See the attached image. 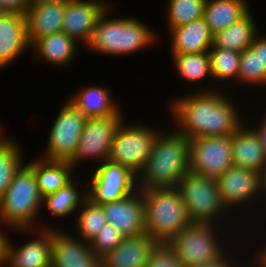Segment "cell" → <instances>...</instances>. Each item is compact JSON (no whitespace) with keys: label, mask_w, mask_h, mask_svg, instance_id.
<instances>
[{"label":"cell","mask_w":266,"mask_h":267,"mask_svg":"<svg viewBox=\"0 0 266 267\" xmlns=\"http://www.w3.org/2000/svg\"><path fill=\"white\" fill-rule=\"evenodd\" d=\"M171 54L208 52L213 44V33L203 17L189 24L168 30Z\"/></svg>","instance_id":"22"},{"label":"cell","mask_w":266,"mask_h":267,"mask_svg":"<svg viewBox=\"0 0 266 267\" xmlns=\"http://www.w3.org/2000/svg\"><path fill=\"white\" fill-rule=\"evenodd\" d=\"M206 0H168L167 29L186 25L203 17Z\"/></svg>","instance_id":"33"},{"label":"cell","mask_w":266,"mask_h":267,"mask_svg":"<svg viewBox=\"0 0 266 267\" xmlns=\"http://www.w3.org/2000/svg\"><path fill=\"white\" fill-rule=\"evenodd\" d=\"M163 131L156 137L149 157L137 175L138 189L176 187L190 171V139L175 129Z\"/></svg>","instance_id":"2"},{"label":"cell","mask_w":266,"mask_h":267,"mask_svg":"<svg viewBox=\"0 0 266 267\" xmlns=\"http://www.w3.org/2000/svg\"><path fill=\"white\" fill-rule=\"evenodd\" d=\"M263 247L260 246L259 250L257 248V252L253 251V257L249 256L251 258V261L257 266V267H266V243H264ZM256 255H255V254Z\"/></svg>","instance_id":"41"},{"label":"cell","mask_w":266,"mask_h":267,"mask_svg":"<svg viewBox=\"0 0 266 267\" xmlns=\"http://www.w3.org/2000/svg\"><path fill=\"white\" fill-rule=\"evenodd\" d=\"M227 254L228 253L226 252L222 257L216 259L215 261L188 267H238L236 264H238L237 262H239V260L236 261L235 256L231 257L233 256L231 252L229 255Z\"/></svg>","instance_id":"40"},{"label":"cell","mask_w":266,"mask_h":267,"mask_svg":"<svg viewBox=\"0 0 266 267\" xmlns=\"http://www.w3.org/2000/svg\"><path fill=\"white\" fill-rule=\"evenodd\" d=\"M59 1H68V0H29V4L31 5H39L43 3H52V2H59Z\"/></svg>","instance_id":"44"},{"label":"cell","mask_w":266,"mask_h":267,"mask_svg":"<svg viewBox=\"0 0 266 267\" xmlns=\"http://www.w3.org/2000/svg\"><path fill=\"white\" fill-rule=\"evenodd\" d=\"M29 6V0H0V7L5 13L25 16Z\"/></svg>","instance_id":"37"},{"label":"cell","mask_w":266,"mask_h":267,"mask_svg":"<svg viewBox=\"0 0 266 267\" xmlns=\"http://www.w3.org/2000/svg\"><path fill=\"white\" fill-rule=\"evenodd\" d=\"M247 260H248L249 263H247L246 265L250 264V265H253L252 267H257L253 262H250V261H249L250 259H247ZM243 267H244V266H243ZM245 267H247V266H245ZM250 267H251V266H250Z\"/></svg>","instance_id":"47"},{"label":"cell","mask_w":266,"mask_h":267,"mask_svg":"<svg viewBox=\"0 0 266 267\" xmlns=\"http://www.w3.org/2000/svg\"><path fill=\"white\" fill-rule=\"evenodd\" d=\"M68 101L78 109L86 118L107 117L110 115H123L121 107L114 102L111 89L104 85L84 86Z\"/></svg>","instance_id":"21"},{"label":"cell","mask_w":266,"mask_h":267,"mask_svg":"<svg viewBox=\"0 0 266 267\" xmlns=\"http://www.w3.org/2000/svg\"><path fill=\"white\" fill-rule=\"evenodd\" d=\"M123 238L124 236L112 224L106 223L89 244L95 254L101 258L106 253L115 249Z\"/></svg>","instance_id":"35"},{"label":"cell","mask_w":266,"mask_h":267,"mask_svg":"<svg viewBox=\"0 0 266 267\" xmlns=\"http://www.w3.org/2000/svg\"><path fill=\"white\" fill-rule=\"evenodd\" d=\"M5 14V12L2 10V8L0 7V17Z\"/></svg>","instance_id":"48"},{"label":"cell","mask_w":266,"mask_h":267,"mask_svg":"<svg viewBox=\"0 0 266 267\" xmlns=\"http://www.w3.org/2000/svg\"><path fill=\"white\" fill-rule=\"evenodd\" d=\"M258 33L251 44L254 51H258L259 71H266V34Z\"/></svg>","instance_id":"38"},{"label":"cell","mask_w":266,"mask_h":267,"mask_svg":"<svg viewBox=\"0 0 266 267\" xmlns=\"http://www.w3.org/2000/svg\"><path fill=\"white\" fill-rule=\"evenodd\" d=\"M78 46V47H77ZM79 43L64 32L41 37L31 45L34 58L47 65L64 68L70 65L78 55Z\"/></svg>","instance_id":"23"},{"label":"cell","mask_w":266,"mask_h":267,"mask_svg":"<svg viewBox=\"0 0 266 267\" xmlns=\"http://www.w3.org/2000/svg\"><path fill=\"white\" fill-rule=\"evenodd\" d=\"M6 234L7 233L3 231V228H1L0 230V265L6 261L7 245H8V240H9V237L6 236Z\"/></svg>","instance_id":"42"},{"label":"cell","mask_w":266,"mask_h":267,"mask_svg":"<svg viewBox=\"0 0 266 267\" xmlns=\"http://www.w3.org/2000/svg\"><path fill=\"white\" fill-rule=\"evenodd\" d=\"M123 115L87 118L84 130L77 143L73 157L68 161L75 170L80 163L92 161L95 166L108 160L112 141L121 123L126 120ZM94 159V160H93ZM97 161V162H96Z\"/></svg>","instance_id":"10"},{"label":"cell","mask_w":266,"mask_h":267,"mask_svg":"<svg viewBox=\"0 0 266 267\" xmlns=\"http://www.w3.org/2000/svg\"><path fill=\"white\" fill-rule=\"evenodd\" d=\"M28 231L34 237L26 244L16 246L9 237L6 262L12 267H51L53 229L15 230L19 233Z\"/></svg>","instance_id":"16"},{"label":"cell","mask_w":266,"mask_h":267,"mask_svg":"<svg viewBox=\"0 0 266 267\" xmlns=\"http://www.w3.org/2000/svg\"><path fill=\"white\" fill-rule=\"evenodd\" d=\"M186 205L191 223L216 224L232 214L223 204L216 179L188 172L176 186ZM225 215V216H224ZM222 217V218H221ZM220 222H218V220Z\"/></svg>","instance_id":"6"},{"label":"cell","mask_w":266,"mask_h":267,"mask_svg":"<svg viewBox=\"0 0 266 267\" xmlns=\"http://www.w3.org/2000/svg\"><path fill=\"white\" fill-rule=\"evenodd\" d=\"M112 6L100 16L86 46L88 50L108 56H126L150 48L159 40L157 33L137 17H113Z\"/></svg>","instance_id":"4"},{"label":"cell","mask_w":266,"mask_h":267,"mask_svg":"<svg viewBox=\"0 0 266 267\" xmlns=\"http://www.w3.org/2000/svg\"><path fill=\"white\" fill-rule=\"evenodd\" d=\"M263 115H265V116L262 117V119L259 123L254 122L255 124L252 125V123H253L252 120L251 121L246 120L247 123L245 122V124L255 133V135L258 139V142L262 146V148L265 152V155H266V114H263Z\"/></svg>","instance_id":"39"},{"label":"cell","mask_w":266,"mask_h":267,"mask_svg":"<svg viewBox=\"0 0 266 267\" xmlns=\"http://www.w3.org/2000/svg\"><path fill=\"white\" fill-rule=\"evenodd\" d=\"M10 137L0 141V197L9 187L14 174L25 162L22 146Z\"/></svg>","instance_id":"31"},{"label":"cell","mask_w":266,"mask_h":267,"mask_svg":"<svg viewBox=\"0 0 266 267\" xmlns=\"http://www.w3.org/2000/svg\"><path fill=\"white\" fill-rule=\"evenodd\" d=\"M123 121L112 141L109 160L131 169L135 174L143 169L153 143L161 132L147 124H126Z\"/></svg>","instance_id":"8"},{"label":"cell","mask_w":266,"mask_h":267,"mask_svg":"<svg viewBox=\"0 0 266 267\" xmlns=\"http://www.w3.org/2000/svg\"><path fill=\"white\" fill-rule=\"evenodd\" d=\"M247 0H206L203 19L213 34L226 29L250 9Z\"/></svg>","instance_id":"28"},{"label":"cell","mask_w":266,"mask_h":267,"mask_svg":"<svg viewBox=\"0 0 266 267\" xmlns=\"http://www.w3.org/2000/svg\"><path fill=\"white\" fill-rule=\"evenodd\" d=\"M172 58L174 70L182 81L201 84L202 80L212 77L208 52L172 54Z\"/></svg>","instance_id":"29"},{"label":"cell","mask_w":266,"mask_h":267,"mask_svg":"<svg viewBox=\"0 0 266 267\" xmlns=\"http://www.w3.org/2000/svg\"><path fill=\"white\" fill-rule=\"evenodd\" d=\"M74 177L65 186L58 189L56 192L42 197V209H47L48 213L54 218L71 217L78 209L81 208L83 201L87 198L86 186L84 189L80 187V181L75 180ZM81 190V191H80Z\"/></svg>","instance_id":"27"},{"label":"cell","mask_w":266,"mask_h":267,"mask_svg":"<svg viewBox=\"0 0 266 267\" xmlns=\"http://www.w3.org/2000/svg\"><path fill=\"white\" fill-rule=\"evenodd\" d=\"M145 233L168 243L192 223L177 187L142 190Z\"/></svg>","instance_id":"5"},{"label":"cell","mask_w":266,"mask_h":267,"mask_svg":"<svg viewBox=\"0 0 266 267\" xmlns=\"http://www.w3.org/2000/svg\"><path fill=\"white\" fill-rule=\"evenodd\" d=\"M89 176V182L83 183L87 199L98 205L119 201L138 190L137 174L109 159L97 164Z\"/></svg>","instance_id":"9"},{"label":"cell","mask_w":266,"mask_h":267,"mask_svg":"<svg viewBox=\"0 0 266 267\" xmlns=\"http://www.w3.org/2000/svg\"><path fill=\"white\" fill-rule=\"evenodd\" d=\"M255 17L250 9L242 18L213 35L212 47L242 53L248 49L259 33Z\"/></svg>","instance_id":"25"},{"label":"cell","mask_w":266,"mask_h":267,"mask_svg":"<svg viewBox=\"0 0 266 267\" xmlns=\"http://www.w3.org/2000/svg\"><path fill=\"white\" fill-rule=\"evenodd\" d=\"M3 224H2V222H1V218H0V228H3L4 227V229H6L7 227H5V226H2ZM1 230V229H0Z\"/></svg>","instance_id":"49"},{"label":"cell","mask_w":266,"mask_h":267,"mask_svg":"<svg viewBox=\"0 0 266 267\" xmlns=\"http://www.w3.org/2000/svg\"><path fill=\"white\" fill-rule=\"evenodd\" d=\"M42 197L35 176V159L23 163L14 174L7 190L0 197V218L12 230L59 229L38 222ZM52 226V227H51Z\"/></svg>","instance_id":"3"},{"label":"cell","mask_w":266,"mask_h":267,"mask_svg":"<svg viewBox=\"0 0 266 267\" xmlns=\"http://www.w3.org/2000/svg\"><path fill=\"white\" fill-rule=\"evenodd\" d=\"M65 9V1L29 6L25 18L30 45L41 37L61 32Z\"/></svg>","instance_id":"20"},{"label":"cell","mask_w":266,"mask_h":267,"mask_svg":"<svg viewBox=\"0 0 266 267\" xmlns=\"http://www.w3.org/2000/svg\"><path fill=\"white\" fill-rule=\"evenodd\" d=\"M216 182L221 200L228 210L234 211L236 208L238 213V209L240 210V207H244V205L246 207L249 204L252 209L253 203L255 205L257 203L256 207H258L260 202V173L233 166L218 176Z\"/></svg>","instance_id":"13"},{"label":"cell","mask_w":266,"mask_h":267,"mask_svg":"<svg viewBox=\"0 0 266 267\" xmlns=\"http://www.w3.org/2000/svg\"><path fill=\"white\" fill-rule=\"evenodd\" d=\"M233 164L260 173L266 167V155L255 133L243 123L232 134Z\"/></svg>","instance_id":"24"},{"label":"cell","mask_w":266,"mask_h":267,"mask_svg":"<svg viewBox=\"0 0 266 267\" xmlns=\"http://www.w3.org/2000/svg\"><path fill=\"white\" fill-rule=\"evenodd\" d=\"M264 194V195H263ZM264 196V198H262ZM266 201V167L260 172V202Z\"/></svg>","instance_id":"43"},{"label":"cell","mask_w":266,"mask_h":267,"mask_svg":"<svg viewBox=\"0 0 266 267\" xmlns=\"http://www.w3.org/2000/svg\"><path fill=\"white\" fill-rule=\"evenodd\" d=\"M264 87L266 89V71H259L258 51L251 47L240 54L239 75L237 86L246 85Z\"/></svg>","instance_id":"34"},{"label":"cell","mask_w":266,"mask_h":267,"mask_svg":"<svg viewBox=\"0 0 266 267\" xmlns=\"http://www.w3.org/2000/svg\"><path fill=\"white\" fill-rule=\"evenodd\" d=\"M190 172L217 178L234 166L232 135L200 136L190 139Z\"/></svg>","instance_id":"12"},{"label":"cell","mask_w":266,"mask_h":267,"mask_svg":"<svg viewBox=\"0 0 266 267\" xmlns=\"http://www.w3.org/2000/svg\"><path fill=\"white\" fill-rule=\"evenodd\" d=\"M157 243L145 232L124 237L115 249L101 257V267H145Z\"/></svg>","instance_id":"19"},{"label":"cell","mask_w":266,"mask_h":267,"mask_svg":"<svg viewBox=\"0 0 266 267\" xmlns=\"http://www.w3.org/2000/svg\"><path fill=\"white\" fill-rule=\"evenodd\" d=\"M51 267H101V258L89 242L70 234L67 229H53Z\"/></svg>","instance_id":"15"},{"label":"cell","mask_w":266,"mask_h":267,"mask_svg":"<svg viewBox=\"0 0 266 267\" xmlns=\"http://www.w3.org/2000/svg\"><path fill=\"white\" fill-rule=\"evenodd\" d=\"M2 124V122L0 123V141H2L6 136H4L5 135V133H3L4 131H3V128L4 127H2L3 125H1ZM4 134V135H3Z\"/></svg>","instance_id":"45"},{"label":"cell","mask_w":266,"mask_h":267,"mask_svg":"<svg viewBox=\"0 0 266 267\" xmlns=\"http://www.w3.org/2000/svg\"><path fill=\"white\" fill-rule=\"evenodd\" d=\"M86 121L87 118L66 99L49 130L42 158L69 161L75 153Z\"/></svg>","instance_id":"11"},{"label":"cell","mask_w":266,"mask_h":267,"mask_svg":"<svg viewBox=\"0 0 266 267\" xmlns=\"http://www.w3.org/2000/svg\"><path fill=\"white\" fill-rule=\"evenodd\" d=\"M75 218L73 225L76 229L74 233H70L87 242H90L107 223L102 206L92 203L87 198L83 201Z\"/></svg>","instance_id":"30"},{"label":"cell","mask_w":266,"mask_h":267,"mask_svg":"<svg viewBox=\"0 0 266 267\" xmlns=\"http://www.w3.org/2000/svg\"><path fill=\"white\" fill-rule=\"evenodd\" d=\"M216 87L174 98L169 105L175 130L187 138L232 135L245 120L235 101ZM178 126V127H177Z\"/></svg>","instance_id":"1"},{"label":"cell","mask_w":266,"mask_h":267,"mask_svg":"<svg viewBox=\"0 0 266 267\" xmlns=\"http://www.w3.org/2000/svg\"><path fill=\"white\" fill-rule=\"evenodd\" d=\"M35 157V176L41 197L56 192L70 182L76 173L68 161L47 160Z\"/></svg>","instance_id":"26"},{"label":"cell","mask_w":266,"mask_h":267,"mask_svg":"<svg viewBox=\"0 0 266 267\" xmlns=\"http://www.w3.org/2000/svg\"><path fill=\"white\" fill-rule=\"evenodd\" d=\"M0 267H12L11 265H9L6 261L3 262Z\"/></svg>","instance_id":"46"},{"label":"cell","mask_w":266,"mask_h":267,"mask_svg":"<svg viewBox=\"0 0 266 267\" xmlns=\"http://www.w3.org/2000/svg\"><path fill=\"white\" fill-rule=\"evenodd\" d=\"M101 206L107 223L112 224L124 237L145 232L144 199L141 189L119 201L104 203Z\"/></svg>","instance_id":"17"},{"label":"cell","mask_w":266,"mask_h":267,"mask_svg":"<svg viewBox=\"0 0 266 267\" xmlns=\"http://www.w3.org/2000/svg\"><path fill=\"white\" fill-rule=\"evenodd\" d=\"M216 226L192 223L168 242L185 267L212 262L222 257L227 250L232 252L230 247L224 245L229 243H225L222 236L218 235L224 232H221V228L218 231L219 227Z\"/></svg>","instance_id":"7"},{"label":"cell","mask_w":266,"mask_h":267,"mask_svg":"<svg viewBox=\"0 0 266 267\" xmlns=\"http://www.w3.org/2000/svg\"><path fill=\"white\" fill-rule=\"evenodd\" d=\"M31 50L27 38L26 18L23 15L5 13L0 17V70Z\"/></svg>","instance_id":"18"},{"label":"cell","mask_w":266,"mask_h":267,"mask_svg":"<svg viewBox=\"0 0 266 267\" xmlns=\"http://www.w3.org/2000/svg\"><path fill=\"white\" fill-rule=\"evenodd\" d=\"M208 53L212 78L218 80L217 82L228 83L226 81H232L233 84L236 83L237 85L241 53L217 47H211Z\"/></svg>","instance_id":"32"},{"label":"cell","mask_w":266,"mask_h":267,"mask_svg":"<svg viewBox=\"0 0 266 267\" xmlns=\"http://www.w3.org/2000/svg\"><path fill=\"white\" fill-rule=\"evenodd\" d=\"M110 5L111 3L101 0L66 1L61 31L86 47L91 41L100 16Z\"/></svg>","instance_id":"14"},{"label":"cell","mask_w":266,"mask_h":267,"mask_svg":"<svg viewBox=\"0 0 266 267\" xmlns=\"http://www.w3.org/2000/svg\"><path fill=\"white\" fill-rule=\"evenodd\" d=\"M145 267H185L169 243L158 242L152 249Z\"/></svg>","instance_id":"36"}]
</instances>
